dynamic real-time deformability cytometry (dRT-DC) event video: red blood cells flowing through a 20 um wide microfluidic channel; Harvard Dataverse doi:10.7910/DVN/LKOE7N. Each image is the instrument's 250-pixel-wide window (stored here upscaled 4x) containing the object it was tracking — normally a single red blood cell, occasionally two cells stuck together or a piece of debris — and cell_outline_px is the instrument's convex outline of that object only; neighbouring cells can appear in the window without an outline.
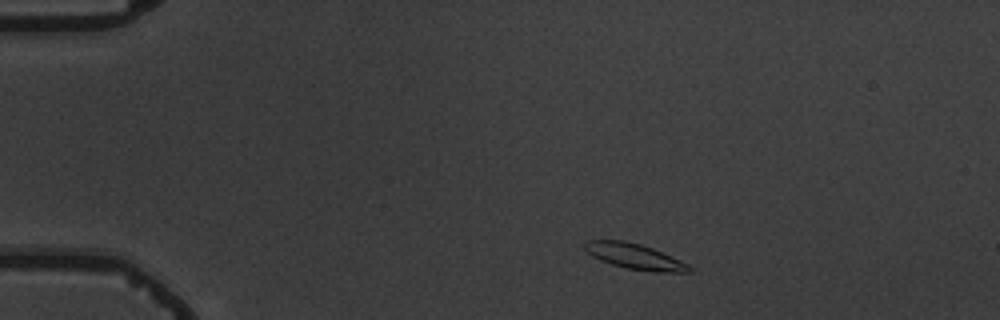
{"species": "common noctule bat (a hibernating species)", "species_latin": "Nyctalus noctula", "temperature_condition": "warm", "stored_images_in_passage": 3, "camera_frame_rate_fps": 3000, "um_per_image_px": 0.085, "animal": {"sex": "male", "body_mass_g": 19.5, "forearm_length_mm": 54.6}, "frame": {"image": 1, "passage_image": 1, "time_ms": 0.0, "image_size_px": [1000, 320], "cell_outline_px": [[692, 272], [652, 272], [628, 268], [612, 264], [600, 260], [592, 256], [584, 248], [584, 240], [624, 240], [640, 244], [652, 248], [680, 260], [688, 264], [692, 268]], "centroid_in_image_um": [53.94, 21.79], "position_along_channel_um": 31.1, "area_um2": 15.49}}